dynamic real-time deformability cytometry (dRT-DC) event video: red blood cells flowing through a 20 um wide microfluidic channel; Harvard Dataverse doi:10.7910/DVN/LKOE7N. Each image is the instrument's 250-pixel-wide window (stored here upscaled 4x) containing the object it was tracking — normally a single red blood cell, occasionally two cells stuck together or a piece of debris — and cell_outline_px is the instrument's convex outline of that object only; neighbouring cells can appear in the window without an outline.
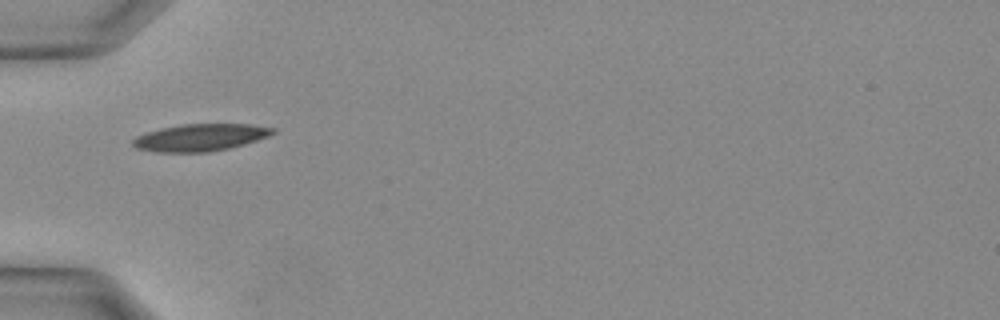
{"species": "Egyptian fruit bat (a non-hibernating species)", "species_latin": "Rousettus aegyptiacus", "temperature_condition": "warm", "stored_images_in_passage": 23, "camera_frame_rate_fps": 3000, "um_per_image_px": 0.085, "animal": {"sex": "female"}, "frame": {"image": 1, "passage_image": 1, "time_ms": 0.0, "image_size_px": [1000, 320], "cell_outline_px": [[276, 132], [268, 136], [256, 140], [228, 148], [208, 152], [156, 152], [136, 148], [132, 144], [132, 140], [136, 136], [148, 132], [180, 124], [248, 124], [276, 128]], "centroid_in_image_um": [17.02, 11.68], "position_along_channel_um": 68.0, "area_um2": 21.91}}
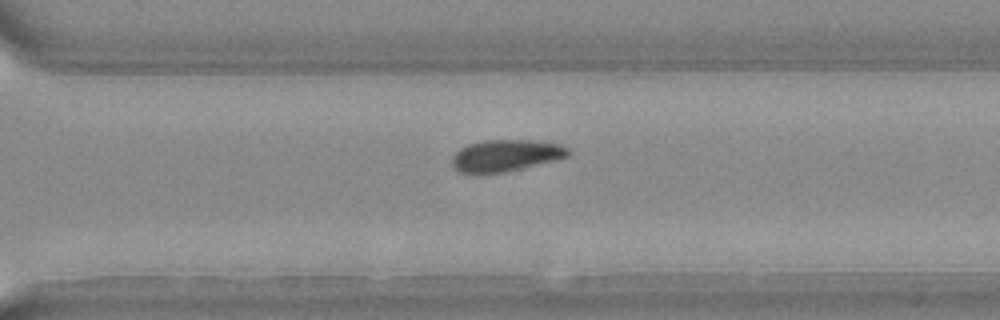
{"frame": {"image": 2, "passage_image": 14, "time_ms": 4.333, "image_size_px": [1000, 320], "cell_outline_px": [[568, 156], [560, 160], [504, 172], [460, 172], [452, 164], [452, 156], [460, 148], [468, 144], [484, 140], [532, 140], [560, 144], [568, 148]], "centroid_in_image_um": [43.03, 13.2], "position_along_channel_um": 327.6, "area_um2": 21.33}}
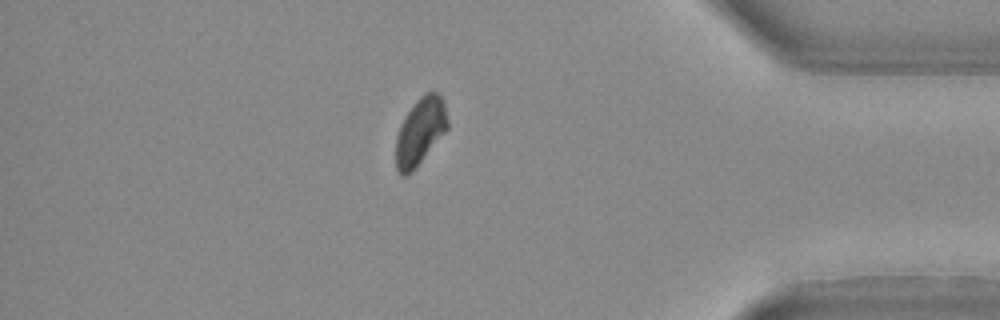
{"frame": {"image": 3, "passage_image": 19, "time_ms": 6.0, "image_size_px": [1000, 320], "cell_outline_px": [[448, 128], [420, 160], [404, 176], [400, 176], [396, 168], [396, 136], [400, 124], [404, 116], [416, 100], [424, 92], [436, 92], [444, 100], [448, 120]], "centroid_in_image_um": [35.7, 11.09], "position_along_channel_um": 399.5, "area_um2": 19.77}}